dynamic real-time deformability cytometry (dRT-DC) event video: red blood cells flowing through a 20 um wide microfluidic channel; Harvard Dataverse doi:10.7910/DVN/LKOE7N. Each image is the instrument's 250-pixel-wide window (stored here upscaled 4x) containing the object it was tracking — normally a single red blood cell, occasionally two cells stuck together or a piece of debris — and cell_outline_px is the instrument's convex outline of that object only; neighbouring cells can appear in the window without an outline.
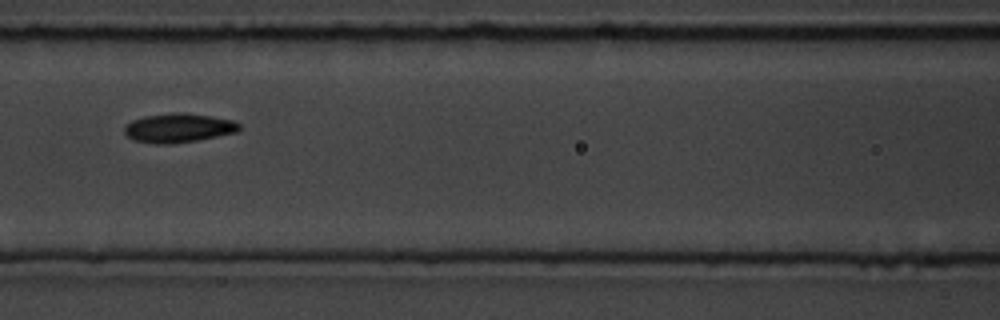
{"species": "common noctule bat (a hibernating species)", "species_latin": "Nyctalus noctula", "temperature_condition": "room temperature", "stored_images_in_passage": 13, "segment_of_instrument_passage": [1, 2], "camera_frame_rate_fps": 3000, "um_per_image_px": 0.085, "animal": {"sex": "male", "body_mass_g": 19.5, "forearm_length_mm": 54.6}, "frame": {"image": 1, "passage_image": 3, "time_ms": 2.333, "image_size_px": [1000, 320], "cell_outline_px": [[240, 128], [236, 132], [196, 140], [172, 144], [152, 144], [136, 140], [128, 136], [124, 132], [124, 128], [132, 120], [144, 116], [176, 112], [184, 112], [212, 116], [232, 120], [240, 124]], "centroid_in_image_um": [15.16, 10.87], "position_along_channel_um": 151.4, "area_um2": 19.36}}
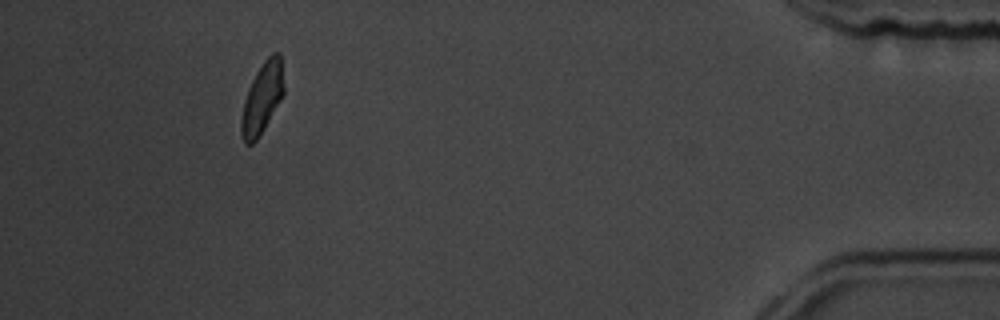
{"frame": {"image": 2, "passage_image": 11, "time_ms": 11.333, "image_size_px": [1000, 320], "cell_outline_px": [[284, 92], [280, 100], [260, 136], [252, 144], [244, 144], [240, 132], [240, 120], [244, 100], [248, 88], [256, 72], [264, 60], [272, 52], [280, 52], [284, 84]], "centroid_in_image_um": [22.27, 8.34], "position_along_channel_um": 412.9, "area_um2": 17.69}}